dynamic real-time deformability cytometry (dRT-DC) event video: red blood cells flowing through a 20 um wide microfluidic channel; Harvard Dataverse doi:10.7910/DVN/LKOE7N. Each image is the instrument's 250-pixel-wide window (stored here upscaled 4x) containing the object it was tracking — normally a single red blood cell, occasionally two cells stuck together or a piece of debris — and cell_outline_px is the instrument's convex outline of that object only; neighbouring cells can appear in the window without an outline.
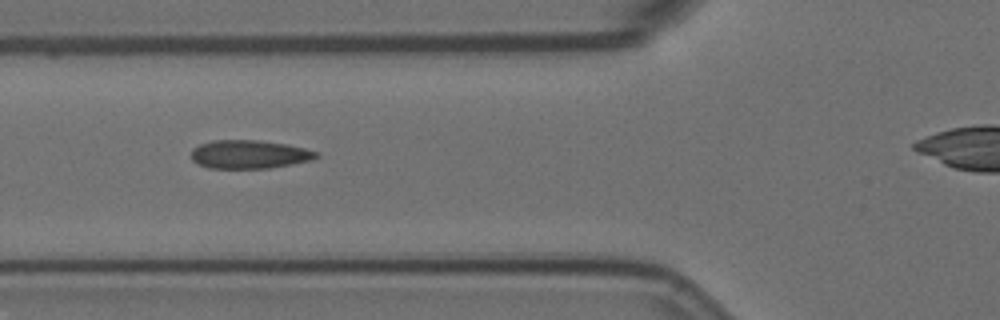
{"species": "Egyptian fruit bat (a non-hibernating species)", "species_latin": "Rousettus aegyptiacus", "temperature_condition": "room temperature", "stored_images_in_passage": 4, "camera_frame_rate_fps": 3000, "um_per_image_px": 0.085, "animal": {"sex": "female"}, "frame": {"image": 1, "passage_image": 2, "time_ms": 0.333, "image_size_px": [1000, 320], "cell_outline_px": [[320, 156], [312, 160], [268, 168], [208, 168], [196, 164], [192, 160], [192, 148], [200, 144], [212, 140], [260, 140], [288, 144], [320, 152]], "centroid_in_image_um": [21.19, 13.11], "position_along_channel_um": 104.6, "area_um2": 20.92}}
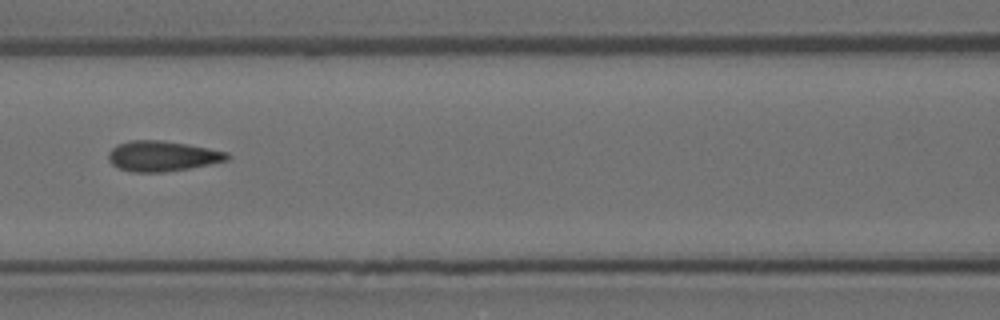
{"frame": {"image": 2, "passage_image": 3, "time_ms": 0.667, "image_size_px": [1000, 320], "cell_outline_px": [[232, 156], [228, 160], [188, 168], [164, 172], [132, 172], [120, 168], [112, 164], [108, 160], [108, 152], [116, 144], [128, 140], [160, 140], [208, 148], [228, 152]], "centroid_in_image_um": [13.77, 13.26], "position_along_channel_um": 152.8, "area_um2": 20.92}}